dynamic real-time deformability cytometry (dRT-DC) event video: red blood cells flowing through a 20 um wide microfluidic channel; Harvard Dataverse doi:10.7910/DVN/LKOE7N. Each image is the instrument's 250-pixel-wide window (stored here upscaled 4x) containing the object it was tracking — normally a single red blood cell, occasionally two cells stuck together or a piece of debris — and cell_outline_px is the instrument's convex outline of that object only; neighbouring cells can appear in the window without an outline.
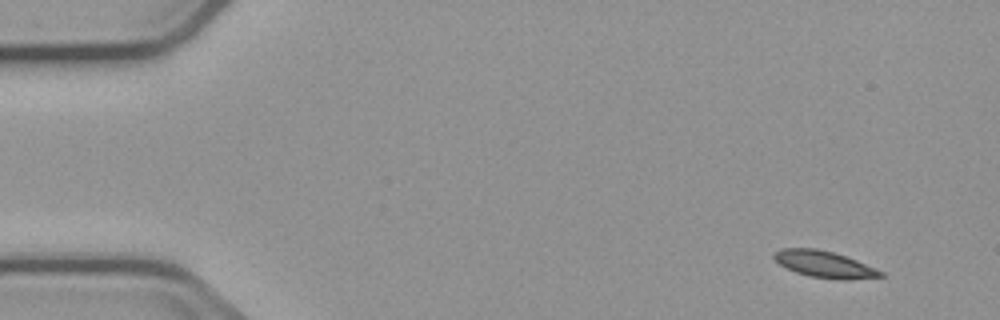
{"species": "common noctule bat (a hibernating species)", "species_latin": "Nyctalus noctula", "temperature_condition": "cold", "stored_images_in_passage": 7, "camera_frame_rate_fps": 3000, "um_per_image_px": 0.085, "animal": {"sex": "male", "body_mass_g": 23.1, "forearm_length_mm": 52.7}, "frame": {"image": 1, "passage_image": 1, "time_ms": 0.0, "image_size_px": [1000, 320], "cell_outline_px": [[884, 276], [848, 280], [840, 280], [812, 276], [796, 272], [780, 264], [772, 256], [780, 248], [816, 248], [832, 252], [856, 260], [884, 272]], "centroid_in_image_um": [70.08, 22.46], "position_along_channel_um": 14.9, "area_um2": 16.24}}
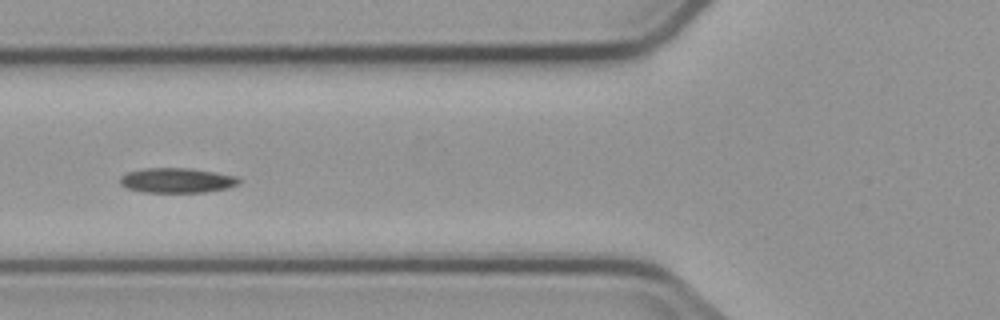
{"frame": {"image": 2, "passage_image": 5, "time_ms": 5.667, "image_size_px": [1000, 320], "cell_outline_px": [[240, 184], [228, 188], [204, 192], [144, 192], [124, 188], [120, 184], [120, 176], [124, 172], [144, 168], [192, 168], [216, 172], [236, 176], [240, 180]], "centroid_in_image_um": [15.0, 15.32], "position_along_channel_um": 110.8, "area_um2": 17.51}}
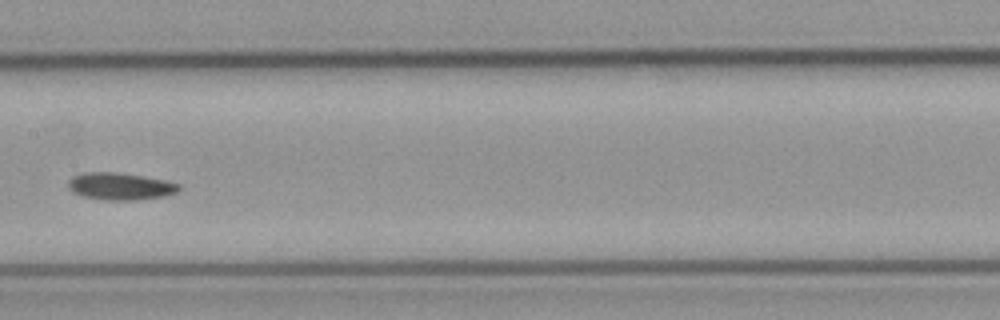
{"frame": {"image": 3, "passage_image": 7, "time_ms": 8.0, "image_size_px": [1000, 320], "cell_outline_px": [[180, 188], [176, 192], [164, 196], [136, 200], [100, 200], [84, 196], [72, 192], [68, 188], [68, 180], [72, 176], [84, 172], [112, 172], [140, 176], [164, 180], [180, 184]], "centroid_in_image_um": [10.17, 15.84], "position_along_channel_um": 197.2, "area_um2": 17.46}}